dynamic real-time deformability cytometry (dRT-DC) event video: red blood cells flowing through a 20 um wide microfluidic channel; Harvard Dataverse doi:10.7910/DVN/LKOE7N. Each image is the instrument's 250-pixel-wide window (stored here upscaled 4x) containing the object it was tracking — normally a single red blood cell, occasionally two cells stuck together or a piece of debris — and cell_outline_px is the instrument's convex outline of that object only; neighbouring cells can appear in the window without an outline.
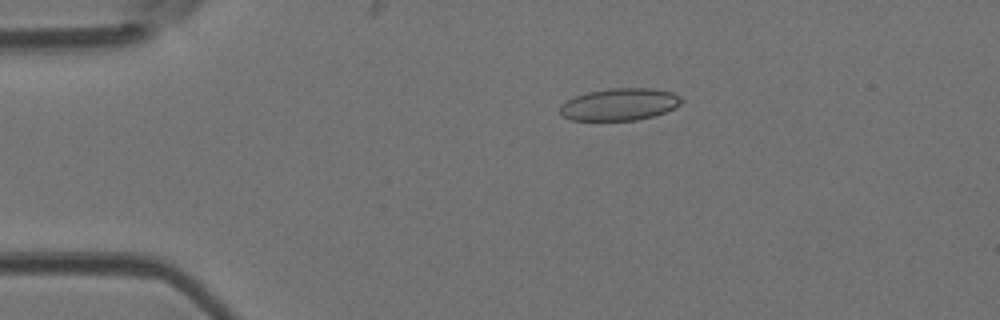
{"species": "Egyptian fruit bat (a non-hibernating species)", "species_latin": "Rousettus aegyptiacus", "temperature_condition": "room temperature", "stored_images_in_passage": 2, "camera_frame_rate_fps": 3000, "um_per_image_px": 0.085, "animal": {"sex": "female"}, "frame": {"image": 1, "passage_image": 1, "time_ms": 0.0, "image_size_px": [1000, 320], "cell_outline_px": [[684, 100], [676, 108], [652, 116], [636, 120], [572, 120], [564, 116], [560, 112], [560, 104], [576, 96], [588, 92], [612, 88], [652, 88], [672, 92], [680, 96]], "centroid_in_image_um": [52.7, 8.86], "position_along_channel_um": 32.3, "area_um2": 22.66}}